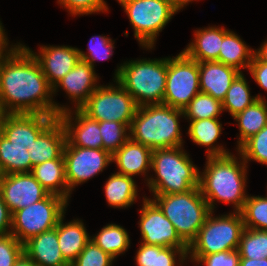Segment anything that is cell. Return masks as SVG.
Instances as JSON below:
<instances>
[{
  "label": "cell",
  "instance_id": "cell-1",
  "mask_svg": "<svg viewBox=\"0 0 267 266\" xmlns=\"http://www.w3.org/2000/svg\"><path fill=\"white\" fill-rule=\"evenodd\" d=\"M53 88L31 52L19 44L0 65V102L7 114L56 116L71 109L53 100Z\"/></svg>",
  "mask_w": 267,
  "mask_h": 266
},
{
  "label": "cell",
  "instance_id": "cell-2",
  "mask_svg": "<svg viewBox=\"0 0 267 266\" xmlns=\"http://www.w3.org/2000/svg\"><path fill=\"white\" fill-rule=\"evenodd\" d=\"M238 155L206 157L205 169L199 171V189L213 212L216 201L232 204L234 212H241L244 207L248 166Z\"/></svg>",
  "mask_w": 267,
  "mask_h": 266
},
{
  "label": "cell",
  "instance_id": "cell-3",
  "mask_svg": "<svg viewBox=\"0 0 267 266\" xmlns=\"http://www.w3.org/2000/svg\"><path fill=\"white\" fill-rule=\"evenodd\" d=\"M181 117L182 109L165 104L138 106L129 127L130 139L151 150L183 146Z\"/></svg>",
  "mask_w": 267,
  "mask_h": 266
},
{
  "label": "cell",
  "instance_id": "cell-4",
  "mask_svg": "<svg viewBox=\"0 0 267 266\" xmlns=\"http://www.w3.org/2000/svg\"><path fill=\"white\" fill-rule=\"evenodd\" d=\"M147 186L152 195L185 193L199 187V169L183 146L152 150ZM157 176V177H156Z\"/></svg>",
  "mask_w": 267,
  "mask_h": 266
},
{
  "label": "cell",
  "instance_id": "cell-5",
  "mask_svg": "<svg viewBox=\"0 0 267 266\" xmlns=\"http://www.w3.org/2000/svg\"><path fill=\"white\" fill-rule=\"evenodd\" d=\"M167 78V57L129 60L120 64L114 79L134 98L138 106L163 104Z\"/></svg>",
  "mask_w": 267,
  "mask_h": 266
},
{
  "label": "cell",
  "instance_id": "cell-6",
  "mask_svg": "<svg viewBox=\"0 0 267 266\" xmlns=\"http://www.w3.org/2000/svg\"><path fill=\"white\" fill-rule=\"evenodd\" d=\"M153 196L152 200L171 221L180 238L189 246L211 213L199 187L185 193Z\"/></svg>",
  "mask_w": 267,
  "mask_h": 266
},
{
  "label": "cell",
  "instance_id": "cell-7",
  "mask_svg": "<svg viewBox=\"0 0 267 266\" xmlns=\"http://www.w3.org/2000/svg\"><path fill=\"white\" fill-rule=\"evenodd\" d=\"M213 213L211 211L197 237L188 246L187 256H204L238 249L245 229L241 212L233 211L219 216Z\"/></svg>",
  "mask_w": 267,
  "mask_h": 266
},
{
  "label": "cell",
  "instance_id": "cell-8",
  "mask_svg": "<svg viewBox=\"0 0 267 266\" xmlns=\"http://www.w3.org/2000/svg\"><path fill=\"white\" fill-rule=\"evenodd\" d=\"M127 14L142 48L154 49L164 27L179 12L169 0H117Z\"/></svg>",
  "mask_w": 267,
  "mask_h": 266
},
{
  "label": "cell",
  "instance_id": "cell-9",
  "mask_svg": "<svg viewBox=\"0 0 267 266\" xmlns=\"http://www.w3.org/2000/svg\"><path fill=\"white\" fill-rule=\"evenodd\" d=\"M68 201L56 194L12 213L11 234L24 244L30 238L57 226L66 213Z\"/></svg>",
  "mask_w": 267,
  "mask_h": 266
},
{
  "label": "cell",
  "instance_id": "cell-10",
  "mask_svg": "<svg viewBox=\"0 0 267 266\" xmlns=\"http://www.w3.org/2000/svg\"><path fill=\"white\" fill-rule=\"evenodd\" d=\"M114 82L100 85L80 109L98 122L116 121L130 127L138 105L116 79Z\"/></svg>",
  "mask_w": 267,
  "mask_h": 266
},
{
  "label": "cell",
  "instance_id": "cell-11",
  "mask_svg": "<svg viewBox=\"0 0 267 266\" xmlns=\"http://www.w3.org/2000/svg\"><path fill=\"white\" fill-rule=\"evenodd\" d=\"M200 93L198 62L183 51L167 57V78L163 104L184 109Z\"/></svg>",
  "mask_w": 267,
  "mask_h": 266
},
{
  "label": "cell",
  "instance_id": "cell-12",
  "mask_svg": "<svg viewBox=\"0 0 267 266\" xmlns=\"http://www.w3.org/2000/svg\"><path fill=\"white\" fill-rule=\"evenodd\" d=\"M66 181L68 190L99 175L112 163V155L103 149L72 146L66 141L64 152Z\"/></svg>",
  "mask_w": 267,
  "mask_h": 266
},
{
  "label": "cell",
  "instance_id": "cell-13",
  "mask_svg": "<svg viewBox=\"0 0 267 266\" xmlns=\"http://www.w3.org/2000/svg\"><path fill=\"white\" fill-rule=\"evenodd\" d=\"M138 222L141 231V243L163 247H175L188 253V245L177 234L171 221L163 214L159 206L143 196Z\"/></svg>",
  "mask_w": 267,
  "mask_h": 266
},
{
  "label": "cell",
  "instance_id": "cell-14",
  "mask_svg": "<svg viewBox=\"0 0 267 266\" xmlns=\"http://www.w3.org/2000/svg\"><path fill=\"white\" fill-rule=\"evenodd\" d=\"M0 193L11 213L28 207L49 194L31 172L2 175Z\"/></svg>",
  "mask_w": 267,
  "mask_h": 266
},
{
  "label": "cell",
  "instance_id": "cell-15",
  "mask_svg": "<svg viewBox=\"0 0 267 266\" xmlns=\"http://www.w3.org/2000/svg\"><path fill=\"white\" fill-rule=\"evenodd\" d=\"M39 63L48 83L53 88L80 60L79 49L72 46L42 45L34 52L24 45Z\"/></svg>",
  "mask_w": 267,
  "mask_h": 266
},
{
  "label": "cell",
  "instance_id": "cell-16",
  "mask_svg": "<svg viewBox=\"0 0 267 266\" xmlns=\"http://www.w3.org/2000/svg\"><path fill=\"white\" fill-rule=\"evenodd\" d=\"M56 118L47 114H6L0 133L11 143L27 148Z\"/></svg>",
  "mask_w": 267,
  "mask_h": 266
},
{
  "label": "cell",
  "instance_id": "cell-17",
  "mask_svg": "<svg viewBox=\"0 0 267 266\" xmlns=\"http://www.w3.org/2000/svg\"><path fill=\"white\" fill-rule=\"evenodd\" d=\"M58 118L63 123L67 141L72 146L103 149V140L97 120L91 119L81 109L75 108L60 113Z\"/></svg>",
  "mask_w": 267,
  "mask_h": 266
},
{
  "label": "cell",
  "instance_id": "cell-18",
  "mask_svg": "<svg viewBox=\"0 0 267 266\" xmlns=\"http://www.w3.org/2000/svg\"><path fill=\"white\" fill-rule=\"evenodd\" d=\"M89 63L79 60L54 87L53 95L62 88L68 99L74 103L75 109H80L89 99V96L100 86L99 76Z\"/></svg>",
  "mask_w": 267,
  "mask_h": 266
},
{
  "label": "cell",
  "instance_id": "cell-19",
  "mask_svg": "<svg viewBox=\"0 0 267 266\" xmlns=\"http://www.w3.org/2000/svg\"><path fill=\"white\" fill-rule=\"evenodd\" d=\"M66 141L64 125L59 118H56L30 147H27L31 160V171L34 166L47 160L64 158L63 152Z\"/></svg>",
  "mask_w": 267,
  "mask_h": 266
},
{
  "label": "cell",
  "instance_id": "cell-20",
  "mask_svg": "<svg viewBox=\"0 0 267 266\" xmlns=\"http://www.w3.org/2000/svg\"><path fill=\"white\" fill-rule=\"evenodd\" d=\"M200 92L223 101L233 80L240 73L218 61L198 62Z\"/></svg>",
  "mask_w": 267,
  "mask_h": 266
},
{
  "label": "cell",
  "instance_id": "cell-21",
  "mask_svg": "<svg viewBox=\"0 0 267 266\" xmlns=\"http://www.w3.org/2000/svg\"><path fill=\"white\" fill-rule=\"evenodd\" d=\"M152 150L130 138L112 155V162L118 167L117 173L134 177L144 175L148 182V171L151 170Z\"/></svg>",
  "mask_w": 267,
  "mask_h": 266
},
{
  "label": "cell",
  "instance_id": "cell-22",
  "mask_svg": "<svg viewBox=\"0 0 267 266\" xmlns=\"http://www.w3.org/2000/svg\"><path fill=\"white\" fill-rule=\"evenodd\" d=\"M24 254L36 266H70L59 248L57 226L26 241L24 243Z\"/></svg>",
  "mask_w": 267,
  "mask_h": 266
},
{
  "label": "cell",
  "instance_id": "cell-23",
  "mask_svg": "<svg viewBox=\"0 0 267 266\" xmlns=\"http://www.w3.org/2000/svg\"><path fill=\"white\" fill-rule=\"evenodd\" d=\"M229 30L224 27L208 26L194 31V39L183 52L197 62L218 61L224 35Z\"/></svg>",
  "mask_w": 267,
  "mask_h": 266
},
{
  "label": "cell",
  "instance_id": "cell-24",
  "mask_svg": "<svg viewBox=\"0 0 267 266\" xmlns=\"http://www.w3.org/2000/svg\"><path fill=\"white\" fill-rule=\"evenodd\" d=\"M63 215L57 223V238L64 259L71 264L91 240L81 220L73 219L64 223Z\"/></svg>",
  "mask_w": 267,
  "mask_h": 266
},
{
  "label": "cell",
  "instance_id": "cell-25",
  "mask_svg": "<svg viewBox=\"0 0 267 266\" xmlns=\"http://www.w3.org/2000/svg\"><path fill=\"white\" fill-rule=\"evenodd\" d=\"M187 134L192 142L199 146L207 147L206 156H225L231 154L223 145H216L222 134V123L219 118L201 119L190 121Z\"/></svg>",
  "mask_w": 267,
  "mask_h": 266
},
{
  "label": "cell",
  "instance_id": "cell-26",
  "mask_svg": "<svg viewBox=\"0 0 267 266\" xmlns=\"http://www.w3.org/2000/svg\"><path fill=\"white\" fill-rule=\"evenodd\" d=\"M31 173L50 194L59 195L69 202L72 193L67 186L64 158L37 164Z\"/></svg>",
  "mask_w": 267,
  "mask_h": 266
},
{
  "label": "cell",
  "instance_id": "cell-27",
  "mask_svg": "<svg viewBox=\"0 0 267 266\" xmlns=\"http://www.w3.org/2000/svg\"><path fill=\"white\" fill-rule=\"evenodd\" d=\"M138 185L134 177L112 173L104 185L106 201L113 208H128L136 202Z\"/></svg>",
  "mask_w": 267,
  "mask_h": 266
},
{
  "label": "cell",
  "instance_id": "cell-28",
  "mask_svg": "<svg viewBox=\"0 0 267 266\" xmlns=\"http://www.w3.org/2000/svg\"><path fill=\"white\" fill-rule=\"evenodd\" d=\"M253 56L254 49L250 48L236 33L229 30L224 35L219 52V62L242 72V69H249Z\"/></svg>",
  "mask_w": 267,
  "mask_h": 266
},
{
  "label": "cell",
  "instance_id": "cell-29",
  "mask_svg": "<svg viewBox=\"0 0 267 266\" xmlns=\"http://www.w3.org/2000/svg\"><path fill=\"white\" fill-rule=\"evenodd\" d=\"M138 248L135 256L137 266H182L187 260V254L175 247L146 245L140 242Z\"/></svg>",
  "mask_w": 267,
  "mask_h": 266
},
{
  "label": "cell",
  "instance_id": "cell-30",
  "mask_svg": "<svg viewBox=\"0 0 267 266\" xmlns=\"http://www.w3.org/2000/svg\"><path fill=\"white\" fill-rule=\"evenodd\" d=\"M239 127L238 149L247 139L267 125V101L258 99L242 112L232 117Z\"/></svg>",
  "mask_w": 267,
  "mask_h": 266
},
{
  "label": "cell",
  "instance_id": "cell-31",
  "mask_svg": "<svg viewBox=\"0 0 267 266\" xmlns=\"http://www.w3.org/2000/svg\"><path fill=\"white\" fill-rule=\"evenodd\" d=\"M0 168L3 175L31 172V160L26 146L11 143L1 133Z\"/></svg>",
  "mask_w": 267,
  "mask_h": 266
},
{
  "label": "cell",
  "instance_id": "cell-32",
  "mask_svg": "<svg viewBox=\"0 0 267 266\" xmlns=\"http://www.w3.org/2000/svg\"><path fill=\"white\" fill-rule=\"evenodd\" d=\"M91 241L105 253L116 259L119 255H123L125 251H128L131 240L124 227L115 223H109L101 228L95 236H91Z\"/></svg>",
  "mask_w": 267,
  "mask_h": 266
},
{
  "label": "cell",
  "instance_id": "cell-33",
  "mask_svg": "<svg viewBox=\"0 0 267 266\" xmlns=\"http://www.w3.org/2000/svg\"><path fill=\"white\" fill-rule=\"evenodd\" d=\"M250 87L243 72H240L231 83L227 94L222 101L223 112L228 111L232 117L242 112L258 99L265 100L262 95L251 96Z\"/></svg>",
  "mask_w": 267,
  "mask_h": 266
},
{
  "label": "cell",
  "instance_id": "cell-34",
  "mask_svg": "<svg viewBox=\"0 0 267 266\" xmlns=\"http://www.w3.org/2000/svg\"><path fill=\"white\" fill-rule=\"evenodd\" d=\"M184 119L190 121L218 118L223 112L222 102L211 95L198 93L183 109Z\"/></svg>",
  "mask_w": 267,
  "mask_h": 266
},
{
  "label": "cell",
  "instance_id": "cell-35",
  "mask_svg": "<svg viewBox=\"0 0 267 266\" xmlns=\"http://www.w3.org/2000/svg\"><path fill=\"white\" fill-rule=\"evenodd\" d=\"M238 251L240 258H267V230L248 229L242 232Z\"/></svg>",
  "mask_w": 267,
  "mask_h": 266
},
{
  "label": "cell",
  "instance_id": "cell-36",
  "mask_svg": "<svg viewBox=\"0 0 267 266\" xmlns=\"http://www.w3.org/2000/svg\"><path fill=\"white\" fill-rule=\"evenodd\" d=\"M241 214L245 228L267 230V196L248 195Z\"/></svg>",
  "mask_w": 267,
  "mask_h": 266
},
{
  "label": "cell",
  "instance_id": "cell-37",
  "mask_svg": "<svg viewBox=\"0 0 267 266\" xmlns=\"http://www.w3.org/2000/svg\"><path fill=\"white\" fill-rule=\"evenodd\" d=\"M103 150L113 155L129 138V126L116 121L99 122Z\"/></svg>",
  "mask_w": 267,
  "mask_h": 266
},
{
  "label": "cell",
  "instance_id": "cell-38",
  "mask_svg": "<svg viewBox=\"0 0 267 266\" xmlns=\"http://www.w3.org/2000/svg\"><path fill=\"white\" fill-rule=\"evenodd\" d=\"M244 162L255 161L267 165V125L247 139L238 149Z\"/></svg>",
  "mask_w": 267,
  "mask_h": 266
},
{
  "label": "cell",
  "instance_id": "cell-39",
  "mask_svg": "<svg viewBox=\"0 0 267 266\" xmlns=\"http://www.w3.org/2000/svg\"><path fill=\"white\" fill-rule=\"evenodd\" d=\"M88 52L79 49L80 59L89 63L93 68L95 61L108 60L113 55L114 40L104 35L92 36L88 42Z\"/></svg>",
  "mask_w": 267,
  "mask_h": 266
},
{
  "label": "cell",
  "instance_id": "cell-40",
  "mask_svg": "<svg viewBox=\"0 0 267 266\" xmlns=\"http://www.w3.org/2000/svg\"><path fill=\"white\" fill-rule=\"evenodd\" d=\"M114 260L90 240L70 266H112Z\"/></svg>",
  "mask_w": 267,
  "mask_h": 266
},
{
  "label": "cell",
  "instance_id": "cell-41",
  "mask_svg": "<svg viewBox=\"0 0 267 266\" xmlns=\"http://www.w3.org/2000/svg\"><path fill=\"white\" fill-rule=\"evenodd\" d=\"M57 3L64 7L71 16H83L109 11L104 0H57Z\"/></svg>",
  "mask_w": 267,
  "mask_h": 266
},
{
  "label": "cell",
  "instance_id": "cell-42",
  "mask_svg": "<svg viewBox=\"0 0 267 266\" xmlns=\"http://www.w3.org/2000/svg\"><path fill=\"white\" fill-rule=\"evenodd\" d=\"M24 254V244L12 234L0 235V266H14Z\"/></svg>",
  "mask_w": 267,
  "mask_h": 266
},
{
  "label": "cell",
  "instance_id": "cell-43",
  "mask_svg": "<svg viewBox=\"0 0 267 266\" xmlns=\"http://www.w3.org/2000/svg\"><path fill=\"white\" fill-rule=\"evenodd\" d=\"M187 259H190V262L197 263V266L202 263L204 266H239L240 254L236 249L204 256H187Z\"/></svg>",
  "mask_w": 267,
  "mask_h": 266
},
{
  "label": "cell",
  "instance_id": "cell-44",
  "mask_svg": "<svg viewBox=\"0 0 267 266\" xmlns=\"http://www.w3.org/2000/svg\"><path fill=\"white\" fill-rule=\"evenodd\" d=\"M248 71L257 85L267 91V63L260 61L254 55Z\"/></svg>",
  "mask_w": 267,
  "mask_h": 266
},
{
  "label": "cell",
  "instance_id": "cell-45",
  "mask_svg": "<svg viewBox=\"0 0 267 266\" xmlns=\"http://www.w3.org/2000/svg\"><path fill=\"white\" fill-rule=\"evenodd\" d=\"M12 213L0 193V235L11 234Z\"/></svg>",
  "mask_w": 267,
  "mask_h": 266
},
{
  "label": "cell",
  "instance_id": "cell-46",
  "mask_svg": "<svg viewBox=\"0 0 267 266\" xmlns=\"http://www.w3.org/2000/svg\"><path fill=\"white\" fill-rule=\"evenodd\" d=\"M20 44V42H17V44L12 43V45H9V40L7 37V34L5 33L4 26L2 25L0 21V65L4 61V59ZM10 46V47H9Z\"/></svg>",
  "mask_w": 267,
  "mask_h": 266
},
{
  "label": "cell",
  "instance_id": "cell-47",
  "mask_svg": "<svg viewBox=\"0 0 267 266\" xmlns=\"http://www.w3.org/2000/svg\"><path fill=\"white\" fill-rule=\"evenodd\" d=\"M239 266H267V258L258 260L240 258Z\"/></svg>",
  "mask_w": 267,
  "mask_h": 266
},
{
  "label": "cell",
  "instance_id": "cell-48",
  "mask_svg": "<svg viewBox=\"0 0 267 266\" xmlns=\"http://www.w3.org/2000/svg\"><path fill=\"white\" fill-rule=\"evenodd\" d=\"M254 55L260 61L267 63V39L261 44L260 48L254 50Z\"/></svg>",
  "mask_w": 267,
  "mask_h": 266
},
{
  "label": "cell",
  "instance_id": "cell-49",
  "mask_svg": "<svg viewBox=\"0 0 267 266\" xmlns=\"http://www.w3.org/2000/svg\"><path fill=\"white\" fill-rule=\"evenodd\" d=\"M14 266H36V264L29 259L25 254H23Z\"/></svg>",
  "mask_w": 267,
  "mask_h": 266
},
{
  "label": "cell",
  "instance_id": "cell-50",
  "mask_svg": "<svg viewBox=\"0 0 267 266\" xmlns=\"http://www.w3.org/2000/svg\"><path fill=\"white\" fill-rule=\"evenodd\" d=\"M169 1L180 12V10H182L184 7H186L190 2H193L194 0H169Z\"/></svg>",
  "mask_w": 267,
  "mask_h": 266
},
{
  "label": "cell",
  "instance_id": "cell-51",
  "mask_svg": "<svg viewBox=\"0 0 267 266\" xmlns=\"http://www.w3.org/2000/svg\"><path fill=\"white\" fill-rule=\"evenodd\" d=\"M6 114L7 113L5 112L3 106H2V104L0 102V127H1V125L3 123L4 117L6 116Z\"/></svg>",
  "mask_w": 267,
  "mask_h": 266
}]
</instances>
